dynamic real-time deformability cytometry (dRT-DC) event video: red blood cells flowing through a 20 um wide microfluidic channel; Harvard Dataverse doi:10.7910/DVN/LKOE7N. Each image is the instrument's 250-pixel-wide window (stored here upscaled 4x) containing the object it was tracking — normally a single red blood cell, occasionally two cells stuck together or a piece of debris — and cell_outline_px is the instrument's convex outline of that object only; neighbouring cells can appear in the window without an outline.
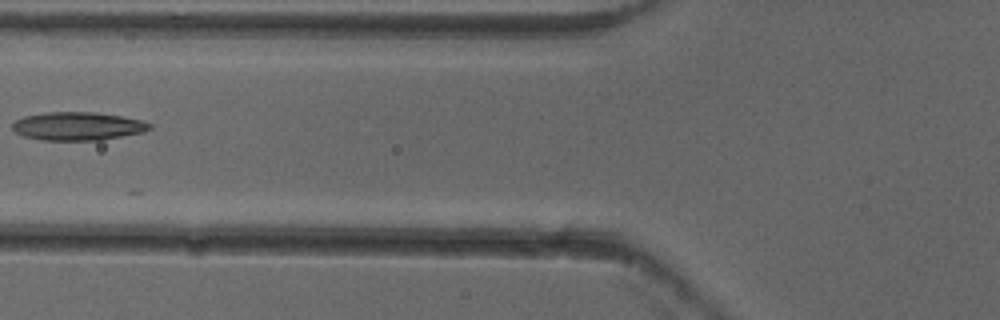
{"species": "common noctule bat (a hibernating species)", "species_latin": "Nyctalus noctula", "temperature_condition": "cold", "stored_images_in_passage": 6, "camera_frame_rate_fps": 3000, "um_per_image_px": 0.085, "animal": {"sex": "female"}, "frame": {"image": 1, "passage_image": 5, "time_ms": 1.333, "image_size_px": [1000, 320], "cell_outline_px": [[152, 128], [144, 132], [100, 140], [40, 140], [24, 136], [16, 132], [12, 128], [12, 124], [16, 120], [24, 116], [48, 112], [96, 112], [120, 116], [140, 120], [152, 124]], "centroid_in_image_um": [6.61, 10.72], "position_along_channel_um": 119.2, "area_um2": 22.54}}
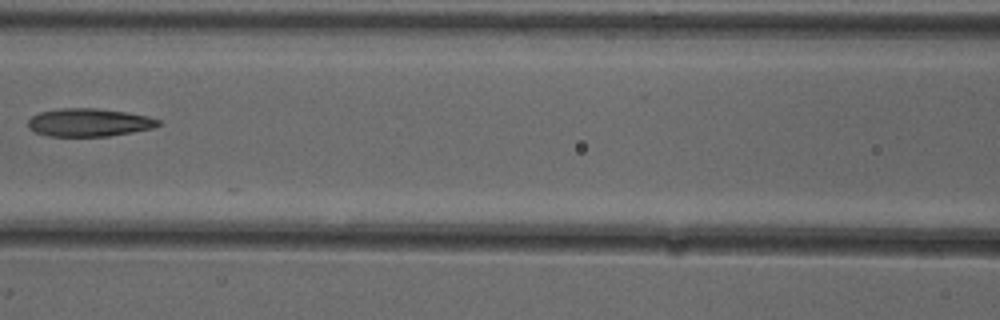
{"frame": {"image": 2, "passage_image": 6, "time_ms": 1.667, "image_size_px": [1000, 320], "cell_outline_px": [[160, 124], [152, 128], [132, 132], [108, 136], [48, 136], [36, 132], [28, 128], [28, 120], [32, 116], [40, 112], [60, 108], [96, 108], [128, 112], [148, 116], [160, 120]], "centroid_in_image_um": [7.56, 10.4], "position_along_channel_um": 159.0, "area_um2": 21.27}}